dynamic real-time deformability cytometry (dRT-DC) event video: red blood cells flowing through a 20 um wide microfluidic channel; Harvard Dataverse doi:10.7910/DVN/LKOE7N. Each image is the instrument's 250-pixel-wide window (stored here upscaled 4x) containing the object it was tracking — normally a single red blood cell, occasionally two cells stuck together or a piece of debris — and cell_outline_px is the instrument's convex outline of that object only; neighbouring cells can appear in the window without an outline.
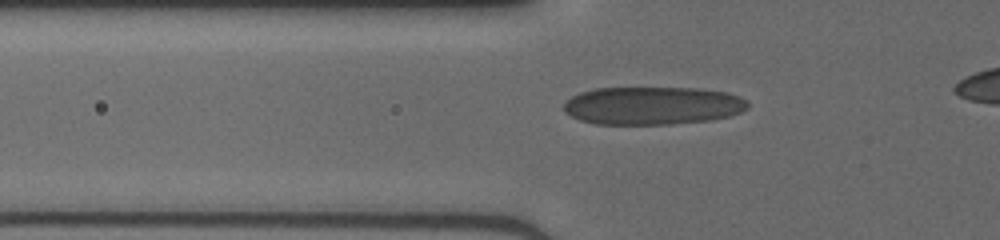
{"species": "human", "species_latin": "Homo sapiens", "temperature_condition": "cold", "stored_images_in_passage": 34, "camera_frame_rate_fps": 3000, "um_per_image_px": 0.085, "donor": {"sex": "male"}, "frame": {"image": 1, "passage_image": 6, "time_ms": 1.667, "image_size_px": [1000, 240], "cell_outline_px": [[748, 108], [740, 112], [728, 116], [708, 120], [672, 124], [596, 124], [580, 120], [564, 112], [564, 100], [580, 92], [596, 88], [696, 88], [728, 92], [740, 96], [748, 104]], "centroid_in_image_um": [55.44, 8.97], "position_along_channel_um": 70.4, "area_um2": 40.81}}
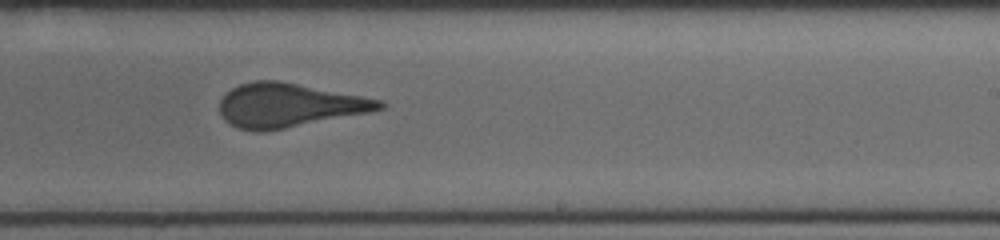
{"frame": {"image": 2, "passage_image": 20, "time_ms": 6.333, "image_size_px": [1000, 240], "cell_outline_px": [[388, 104], [384, 108], [368, 112], [264, 132], [256, 132], [236, 128], [224, 120], [220, 112], [220, 100], [232, 88], [240, 84], [256, 80], [276, 80], [384, 100]], "centroid_in_image_um": [24.54, 8.95], "position_along_channel_um": 264.5, "area_um2": 40.63}}
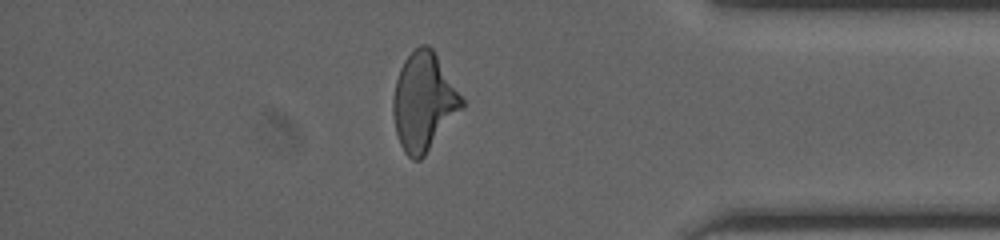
{"frame": {"image": 3, "passage_image": 31, "time_ms": 10.0, "image_size_px": [1000, 240], "cell_outline_px": [[464, 108], [424, 156], [420, 160], [412, 160], [404, 152], [400, 144], [396, 132], [392, 112], [392, 100], [396, 80], [400, 68], [404, 60], [420, 44], [428, 44], [432, 48], [464, 100]], "centroid_in_image_um": [36.01, 8.67], "position_along_channel_um": 399.2, "area_um2": 39.19}}